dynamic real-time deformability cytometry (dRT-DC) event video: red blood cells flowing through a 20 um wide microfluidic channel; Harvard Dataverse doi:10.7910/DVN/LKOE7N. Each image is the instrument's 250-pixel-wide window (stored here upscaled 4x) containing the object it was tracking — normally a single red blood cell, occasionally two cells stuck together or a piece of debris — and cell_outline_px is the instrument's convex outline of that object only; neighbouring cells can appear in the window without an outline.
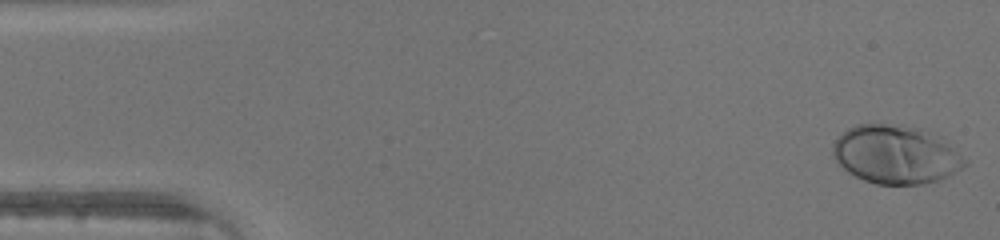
{"species": "human", "species_latin": "Homo sapiens", "temperature_condition": "warm", "stored_images_in_passage": 46, "camera_frame_rate_fps": 3000, "um_per_image_px": 0.085, "donor": {"sex": "male"}, "frame": {"image": 1, "passage_image": 1, "time_ms": 0.0, "image_size_px": [1000, 240], "cell_outline_px": [[968, 164], [948, 176], [940, 180], [924, 184], [876, 184], [864, 180], [848, 172], [832, 156], [832, 144], [848, 128], [856, 124], [900, 124], [920, 128], [944, 136], [968, 160]], "centroid_in_image_um": [76.21, 13.12], "position_along_channel_um": 8.8, "area_um2": 45.6}}
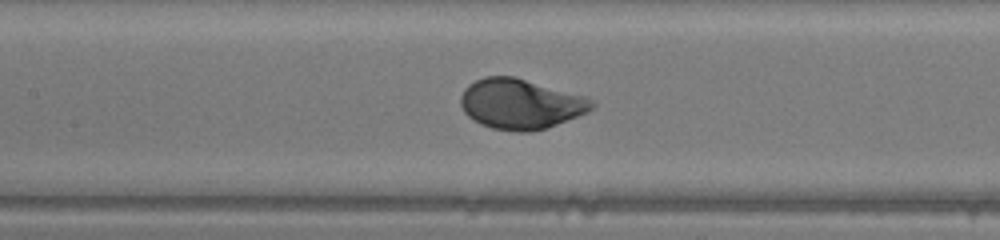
{"frame": {"image": 2, "passage_image": 21, "time_ms": 6.667, "image_size_px": [1000, 240], "cell_outline_px": [[596, 104], [588, 112], [556, 124], [544, 128], [528, 132], [516, 132], [492, 128], [480, 124], [472, 120], [464, 112], [460, 104], [460, 96], [464, 88], [468, 84], [484, 76], [516, 76], [584, 96], [592, 100]], "centroid_in_image_um": [44.2, 8.82], "position_along_channel_um": 163.2, "area_um2": 38.44}}
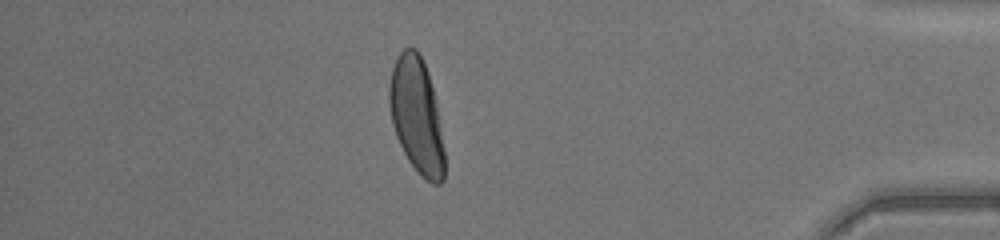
{"frame": {"image": 3, "passage_image": 40, "time_ms": 13.0, "image_size_px": [1000, 240], "cell_outline_px": [[444, 180], [440, 184], [432, 184], [420, 176], [408, 160], [396, 136], [392, 124], [388, 104], [388, 84], [392, 68], [396, 56], [404, 48], [416, 48], [424, 64], [432, 88], [444, 148]], "centroid_in_image_um": [35.37, 9.84], "position_along_channel_um": 399.8, "area_um2": 36.93}}